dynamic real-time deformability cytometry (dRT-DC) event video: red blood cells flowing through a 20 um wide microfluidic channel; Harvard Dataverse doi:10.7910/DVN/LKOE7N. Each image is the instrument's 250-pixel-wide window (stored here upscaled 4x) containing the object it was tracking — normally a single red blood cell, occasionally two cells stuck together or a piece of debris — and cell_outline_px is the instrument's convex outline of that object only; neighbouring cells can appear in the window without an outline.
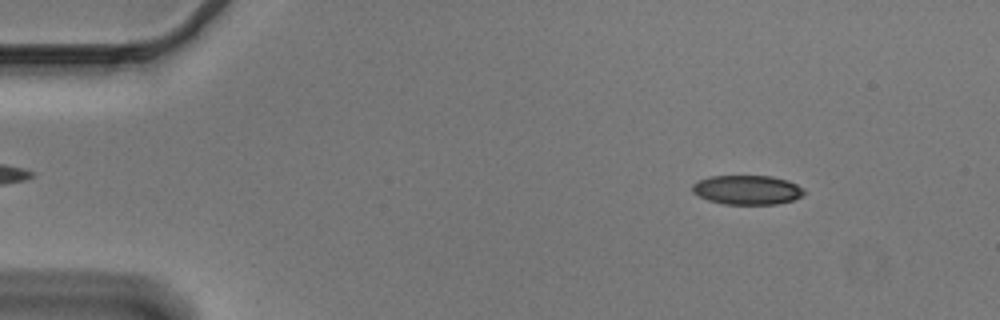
{"species": "Egyptian fruit bat (a non-hibernating species)", "species_latin": "Rousettus aegyptiacus", "temperature_condition": "cold", "stored_images_in_passage": 39, "camera_frame_rate_fps": 3000, "um_per_image_px": 0.085, "animal": {"sex": "male"}, "frame": {"image": 1, "passage_image": 6, "time_ms": 1.667, "image_size_px": [1000, 320], "cell_outline_px": [[804, 196], [792, 200], [776, 204], [724, 204], [708, 200], [692, 192], [692, 184], [708, 176], [772, 176], [788, 180], [804, 188]], "centroid_in_image_um": [63.53, 16.14], "position_along_channel_um": 21.5, "area_um2": 19.13}}
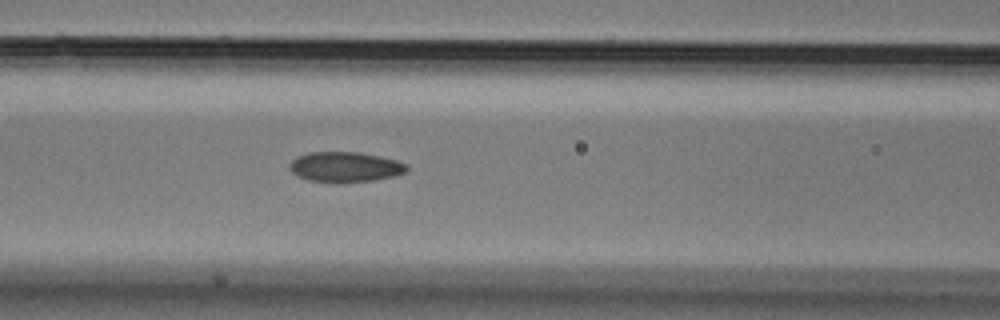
{"frame": {"image": 2, "passage_image": 22, "time_ms": 7.0, "image_size_px": [1000, 320], "cell_outline_px": [[408, 168], [404, 172], [392, 176], [372, 180], [340, 184], [336, 184], [308, 180], [292, 172], [288, 164], [296, 156], [308, 152], [360, 152], [380, 156], [396, 160], [408, 164]], "centroid_in_image_um": [29.31, 14.2], "position_along_channel_um": 137.3, "area_um2": 20.87}}
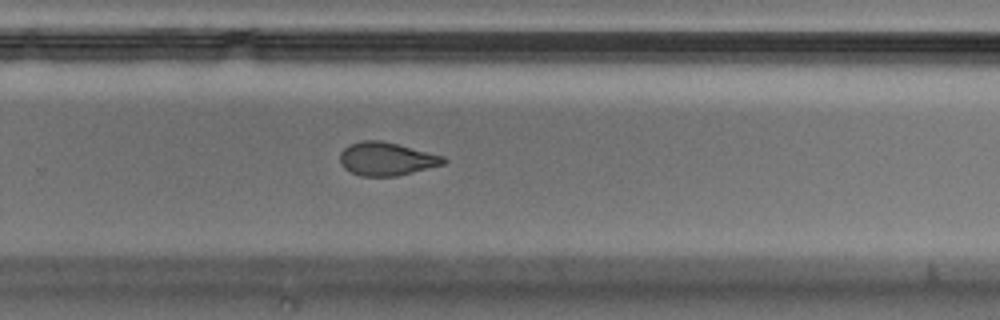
{"frame": {"image": 3, "passage_image": 35, "time_ms": 11.333, "image_size_px": [1000, 320], "cell_outline_px": [[448, 160], [444, 164], [396, 176], [360, 176], [344, 168], [340, 164], [340, 152], [348, 144], [360, 140], [380, 140], [444, 156]], "centroid_in_image_um": [32.82, 13.5], "position_along_channel_um": 297.0, "area_um2": 20.0}}